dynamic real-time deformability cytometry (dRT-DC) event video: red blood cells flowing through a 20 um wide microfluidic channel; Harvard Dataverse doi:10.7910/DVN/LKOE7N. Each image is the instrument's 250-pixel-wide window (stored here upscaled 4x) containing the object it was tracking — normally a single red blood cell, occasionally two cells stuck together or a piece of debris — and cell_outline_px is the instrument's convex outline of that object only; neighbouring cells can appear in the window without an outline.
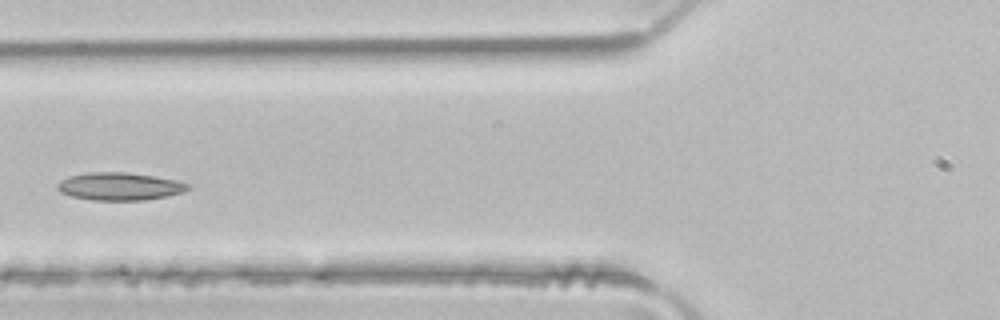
{"species": "common noctule bat (a hibernating species)", "species_latin": "Nyctalus noctula", "temperature_condition": "room temperature", "stored_images_in_passage": 4, "camera_frame_rate_fps": 3000, "um_per_image_px": 0.085, "animal": {"sex": "male", "body_mass_g": 21.5, "forearm_length_mm": 52.0}, "frame": {"image": 1, "passage_image": 4, "time_ms": 1.0, "image_size_px": [1000, 320], "cell_outline_px": [[192, 188], [184, 192], [168, 196], [144, 200], [92, 200], [72, 196], [60, 192], [56, 188], [56, 184], [68, 176], [88, 172], [128, 172], [176, 180], [192, 184]], "centroid_in_image_um": [10.2, 15.84], "position_along_channel_um": 115.6, "area_um2": 21.27}}